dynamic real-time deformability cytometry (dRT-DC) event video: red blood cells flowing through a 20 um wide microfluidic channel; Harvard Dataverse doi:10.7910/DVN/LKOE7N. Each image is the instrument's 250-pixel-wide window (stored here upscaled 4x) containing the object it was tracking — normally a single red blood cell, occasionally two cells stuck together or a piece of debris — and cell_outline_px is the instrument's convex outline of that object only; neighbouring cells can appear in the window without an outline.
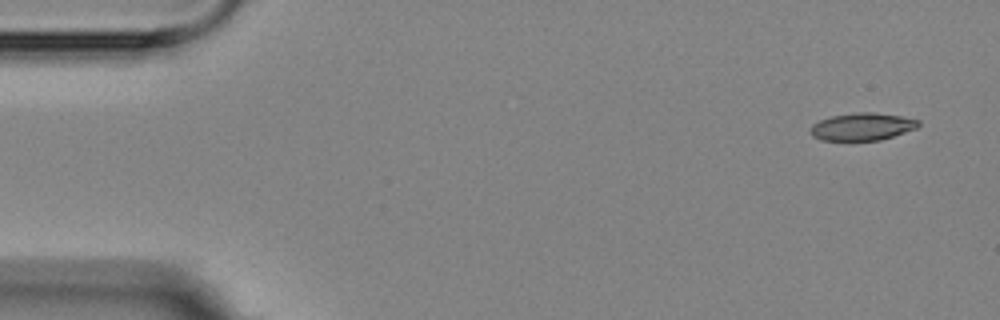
{"species": "Egyptian fruit bat (a non-hibernating species)", "species_latin": "Rousettus aegyptiacus", "temperature_condition": "room temperature", "stored_images_in_passage": 8, "camera_frame_rate_fps": 3000, "um_per_image_px": 0.085, "animal": {"sex": "female"}, "frame": {"image": 1, "passage_image": 1, "time_ms": 0.0, "image_size_px": [1000, 320], "cell_outline_px": [[920, 124], [916, 128], [880, 140], [820, 140], [812, 136], [812, 124], [820, 120], [832, 116], [856, 112], [872, 112], [900, 116], [920, 120]], "centroid_in_image_um": [73.29, 10.76], "position_along_channel_um": 11.7, "area_um2": 17.05}}
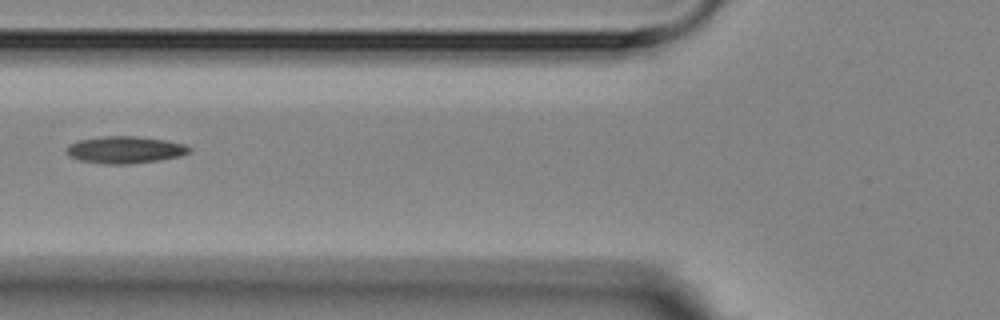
{"frame": {"image": 2, "passage_image": 5, "time_ms": 6.0, "image_size_px": [1000, 320], "cell_outline_px": [[192, 152], [180, 156], [156, 160], [128, 164], [104, 164], [80, 160], [68, 156], [68, 144], [76, 140], [104, 136], [132, 136], [164, 140], [184, 144], [192, 148]], "centroid_in_image_um": [10.62, 12.73], "position_along_channel_um": 115.2, "area_um2": 19.25}}
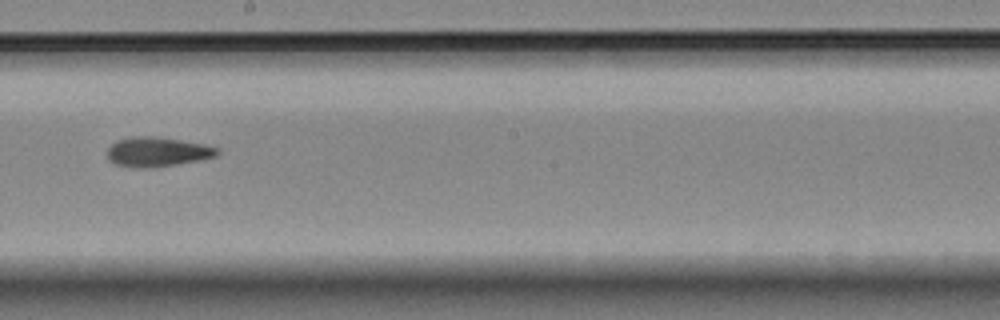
{"frame": {"image": 3, "passage_image": 8, "time_ms": 9.333, "image_size_px": [1000, 320], "cell_outline_px": [[220, 152], [216, 156], [200, 160], [152, 168], [140, 168], [112, 164], [108, 160], [108, 148], [116, 140], [128, 136], [152, 136], [180, 140], [204, 144], [220, 148]], "centroid_in_image_um": [13.35, 12.91], "position_along_channel_um": 234.8, "area_um2": 19.13}}